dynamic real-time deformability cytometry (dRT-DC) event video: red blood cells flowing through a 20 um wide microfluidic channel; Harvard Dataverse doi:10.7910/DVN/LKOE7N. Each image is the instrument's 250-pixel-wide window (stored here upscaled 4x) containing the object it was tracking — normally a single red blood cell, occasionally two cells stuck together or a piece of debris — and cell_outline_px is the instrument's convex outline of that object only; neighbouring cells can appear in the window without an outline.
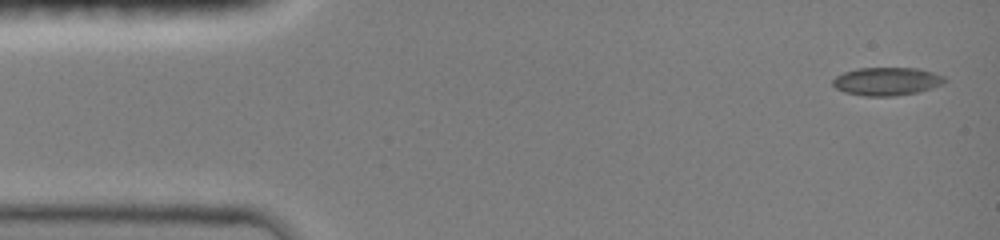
{"species": "common noctule bat (a hibernating species)", "species_latin": "Nyctalus noctula", "temperature_condition": "room temperature", "stored_images_in_passage": 42, "camera_frame_rate_fps": 3000, "um_per_image_px": 0.085, "animal": {"sex": "female", "body_mass_g": 19.0, "forearm_length_mm": 51.5}, "frame": {"image": 1, "passage_image": 1, "time_ms": 0.0, "image_size_px": [1000, 240], "cell_outline_px": [[948, 80], [932, 88], [916, 92], [892, 96], [864, 96], [844, 92], [836, 88], [832, 84], [832, 80], [836, 76], [844, 72], [856, 68], [916, 68], [932, 72], [944, 76]], "centroid_in_image_um": [75.35, 6.91], "position_along_channel_um": 9.7, "area_um2": 18.26}}
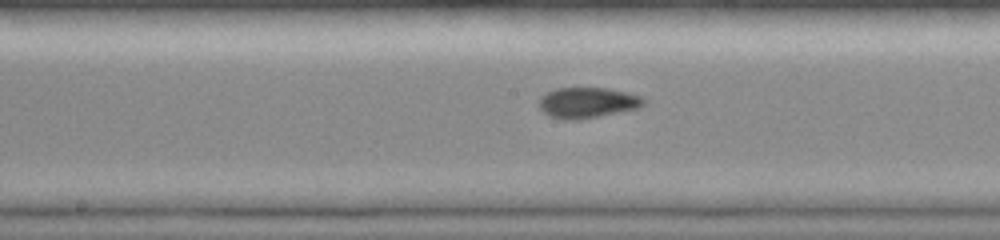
{"frame": {"image": 2, "passage_image": 19, "time_ms": 6.0, "image_size_px": [1000, 240], "cell_outline_px": [[648, 100], [640, 108], [580, 120], [564, 120], [548, 116], [540, 108], [540, 96], [556, 88], [608, 88], [628, 92], [640, 96]], "centroid_in_image_um": [49.96, 8.73], "position_along_channel_um": 198.2, "area_um2": 18.9}}
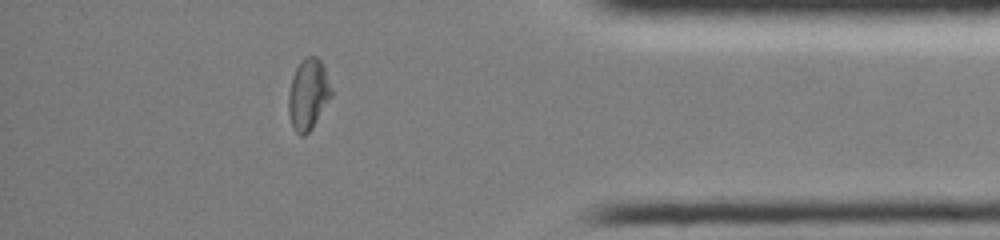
{"frame": {"image": 3, "passage_image": 36, "time_ms": 11.667, "image_size_px": [1000, 240], "cell_outline_px": [[332, 96], [312, 128], [304, 136], [300, 136], [296, 132], [292, 124], [288, 112], [288, 96], [292, 76], [296, 68], [308, 56], [316, 56], [324, 64], [332, 88]], "centroid_in_image_um": [26.21, 8.02], "position_along_channel_um": 409.0, "area_um2": 17.69}, "authors_computed_cell_mechanics": {"area_um2": 18.0047, "velocity_mm_per_s": 4.0462, "shape_relaxation_time_tau1_ms": null, "shape_relaxation_time_tau2_ms": 2.7538, "deformation_change_tau1": null, "deformation_change_tau2": 0.0659}}